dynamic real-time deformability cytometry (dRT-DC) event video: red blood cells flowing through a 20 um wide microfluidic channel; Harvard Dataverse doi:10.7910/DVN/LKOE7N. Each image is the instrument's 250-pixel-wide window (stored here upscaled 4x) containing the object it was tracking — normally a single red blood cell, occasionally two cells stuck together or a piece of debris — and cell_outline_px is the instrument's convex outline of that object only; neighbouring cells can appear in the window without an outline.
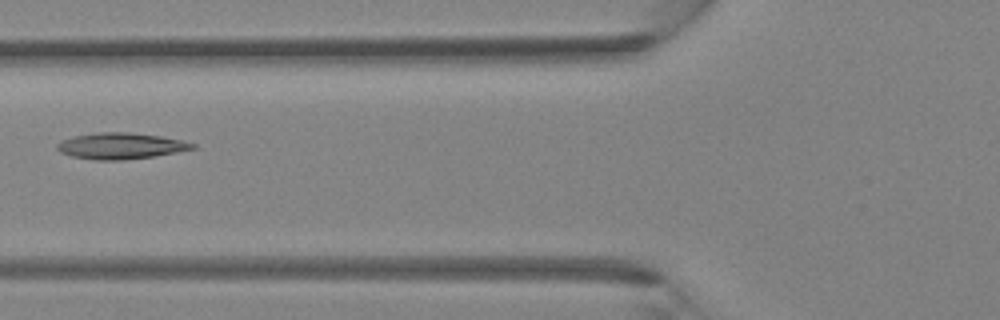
{"species": "Egyptian fruit bat (a non-hibernating species)", "species_latin": "Rousettus aegyptiacus", "temperature_condition": "room temperature", "stored_images_in_passage": 3, "camera_frame_rate_fps": 3000, "um_per_image_px": 0.085, "animal": {"sex": "female"}, "frame": {"image": 1, "passage_image": 3, "time_ms": 0.667, "image_size_px": [1000, 320], "cell_outline_px": [[196, 148], [176, 152], [152, 156], [124, 160], [92, 160], [72, 156], [60, 152], [56, 148], [56, 144], [60, 140], [72, 136], [96, 132], [128, 132], [160, 136], [180, 140], [196, 144]], "centroid_in_image_um": [10.19, 12.4], "position_along_channel_um": 115.6, "area_um2": 20.69}}